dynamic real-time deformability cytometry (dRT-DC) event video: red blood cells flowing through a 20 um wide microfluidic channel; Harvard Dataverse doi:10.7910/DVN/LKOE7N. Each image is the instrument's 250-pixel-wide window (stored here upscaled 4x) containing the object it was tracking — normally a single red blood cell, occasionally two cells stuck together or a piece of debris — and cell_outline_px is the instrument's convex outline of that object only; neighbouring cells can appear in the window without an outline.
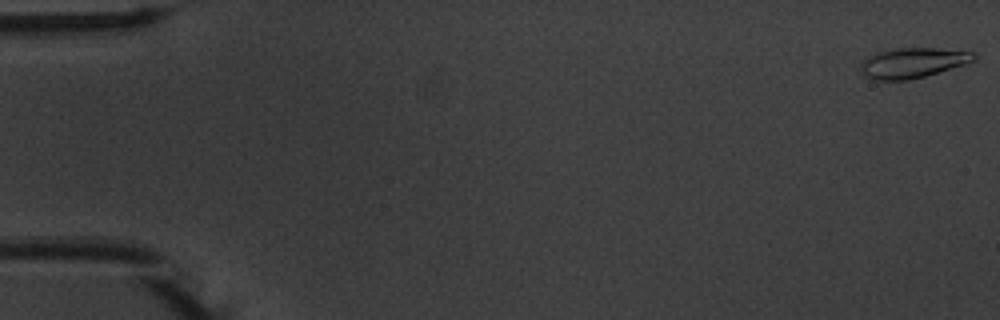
{"species": "common noctule bat (a hibernating species)", "species_latin": "Nyctalus noctula", "temperature_condition": "warm", "stored_images_in_passage": 14, "camera_frame_rate_fps": 3000, "um_per_image_px": 0.085, "animal": {"sex": "male", "body_mass_g": 20.1, "forearm_length_mm": 53.5}, "frame": {"image": 1, "passage_image": 1, "time_ms": 0.0, "image_size_px": [1000, 320], "cell_outline_px": [[976, 60], [968, 64], [924, 76], [908, 80], [876, 80], [864, 76], [860, 72], [860, 64], [868, 56], [876, 52], [896, 48], [936, 48], [972, 52], [976, 56]], "centroid_in_image_um": [77.57, 5.34], "position_along_channel_um": 7.4, "area_um2": 20.0}}